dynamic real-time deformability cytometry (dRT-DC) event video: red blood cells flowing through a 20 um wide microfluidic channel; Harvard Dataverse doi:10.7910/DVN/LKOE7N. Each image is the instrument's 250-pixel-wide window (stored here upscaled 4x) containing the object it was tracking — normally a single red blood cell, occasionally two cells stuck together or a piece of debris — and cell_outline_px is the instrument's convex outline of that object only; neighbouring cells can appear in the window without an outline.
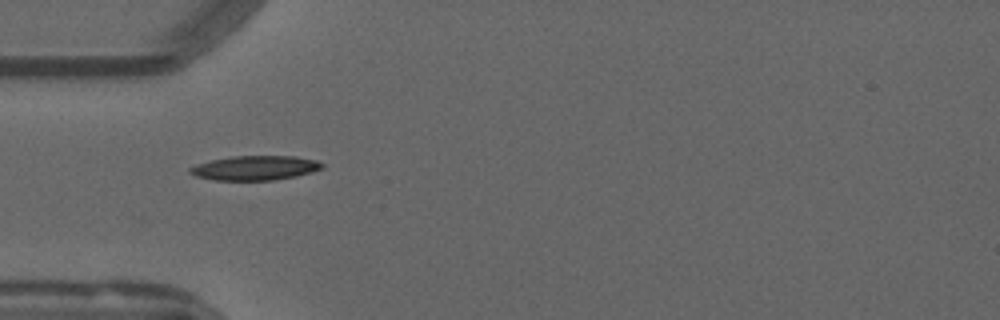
{"species": "common noctule bat (a hibernating species)", "species_latin": "Nyctalus noctula", "temperature_condition": "warm", "stored_images_in_passage": 24, "camera_frame_rate_fps": 3000, "um_per_image_px": 0.085, "animal": {"sex": "male", "forearm_length_mm": 52.5}, "frame": {"image": 1, "passage_image": 2, "time_ms": 0.333, "image_size_px": [1000, 320], "cell_outline_px": [[324, 168], [312, 172], [296, 176], [272, 180], [216, 180], [196, 176], [188, 172], [188, 168], [196, 164], [212, 160], [232, 156], [296, 156], [316, 160], [324, 164]], "centroid_in_image_um": [21.69, 14.27], "position_along_channel_um": 63.3, "area_um2": 18.84}}
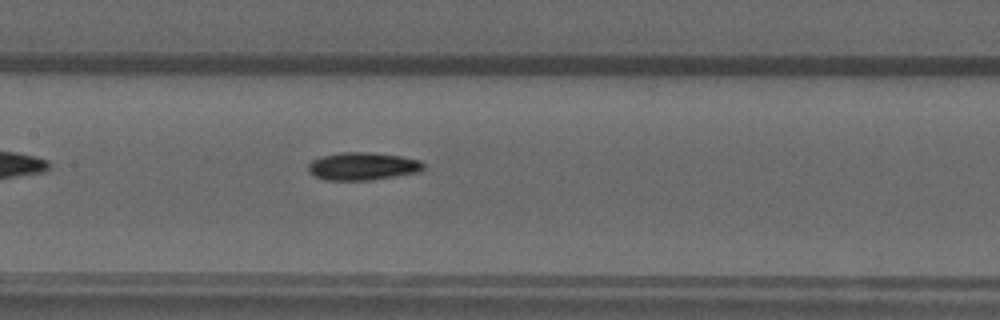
{"frame": {"image": 2, "passage_image": 11, "time_ms": 3.333, "image_size_px": [1000, 320], "cell_outline_px": [[424, 168], [420, 172], [372, 180], [324, 180], [308, 172], [308, 164], [312, 160], [320, 156], [340, 152], [372, 152], [400, 156], [420, 160], [424, 164]], "centroid_in_image_um": [30.82, 14.13], "position_along_channel_um": 176.6, "area_um2": 18.84}}
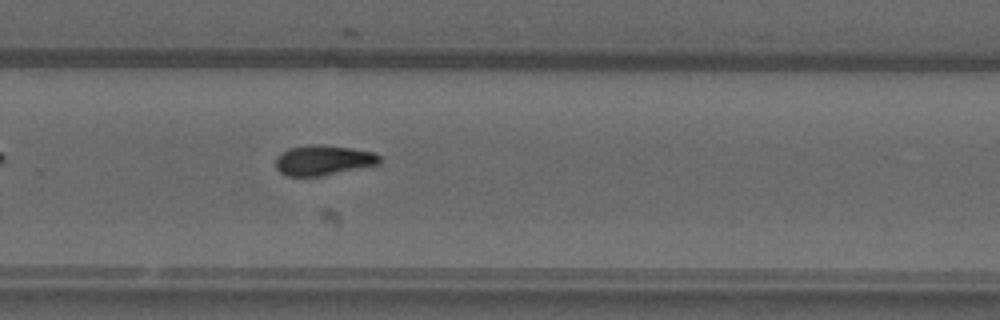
{"frame": {"image": 3, "passage_image": 21, "time_ms": 6.667, "image_size_px": [1000, 320], "cell_outline_px": [[380, 164], [320, 176], [288, 176], [280, 172], [276, 168], [276, 156], [288, 148], [308, 144], [320, 144], [352, 148], [372, 152], [380, 156]], "centroid_in_image_um": [27.45, 13.61], "position_along_channel_um": 302.3, "area_um2": 18.26}}